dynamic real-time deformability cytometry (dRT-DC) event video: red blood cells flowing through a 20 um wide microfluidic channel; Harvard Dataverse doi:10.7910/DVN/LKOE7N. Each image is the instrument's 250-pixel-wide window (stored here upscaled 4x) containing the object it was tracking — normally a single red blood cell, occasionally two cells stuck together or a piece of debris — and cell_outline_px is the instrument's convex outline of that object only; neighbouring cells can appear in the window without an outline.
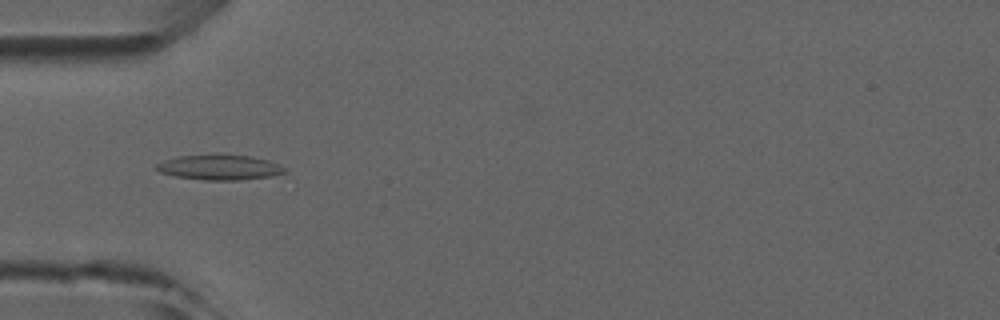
{"species": "common noctule bat (a hibernating species)", "species_latin": "Nyctalus noctula", "temperature_condition": "room temperature", "stored_images_in_passage": 6, "camera_frame_rate_fps": 3000, "um_per_image_px": 0.085, "animal": {"sex": "male", "forearm_length_mm": 52.5}, "frame": {"image": 1, "passage_image": 4, "time_ms": 3.667, "image_size_px": [1000, 320], "cell_outline_px": [[288, 172], [268, 176], [240, 180], [204, 180], [176, 176], [160, 172], [156, 168], [156, 164], [164, 160], [180, 156], [252, 156], [268, 160], [288, 168]], "centroid_in_image_um": [18.71, 14.24], "position_along_channel_um": 66.3, "area_um2": 18.26}}
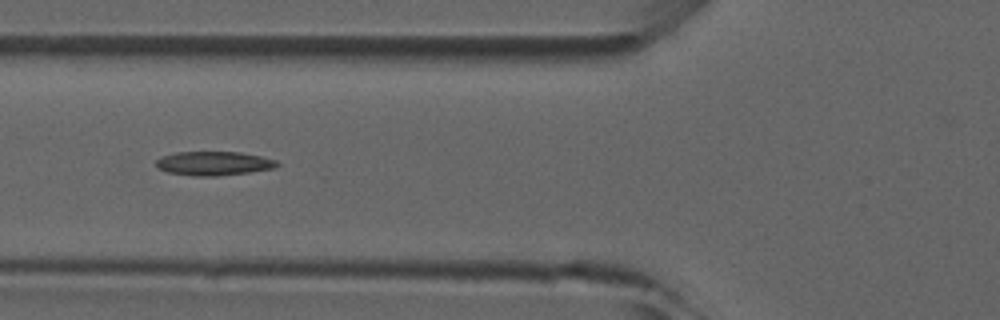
{"frame": {"image": 2, "passage_image": 5, "time_ms": 4.667, "image_size_px": [1000, 320], "cell_outline_px": [[280, 164], [276, 168], [248, 172], [216, 176], [192, 176], [168, 172], [156, 168], [156, 160], [160, 156], [176, 152], [240, 152], [260, 156], [276, 160]], "centroid_in_image_um": [18.14, 13.89], "position_along_channel_um": 107.7, "area_um2": 16.99}}